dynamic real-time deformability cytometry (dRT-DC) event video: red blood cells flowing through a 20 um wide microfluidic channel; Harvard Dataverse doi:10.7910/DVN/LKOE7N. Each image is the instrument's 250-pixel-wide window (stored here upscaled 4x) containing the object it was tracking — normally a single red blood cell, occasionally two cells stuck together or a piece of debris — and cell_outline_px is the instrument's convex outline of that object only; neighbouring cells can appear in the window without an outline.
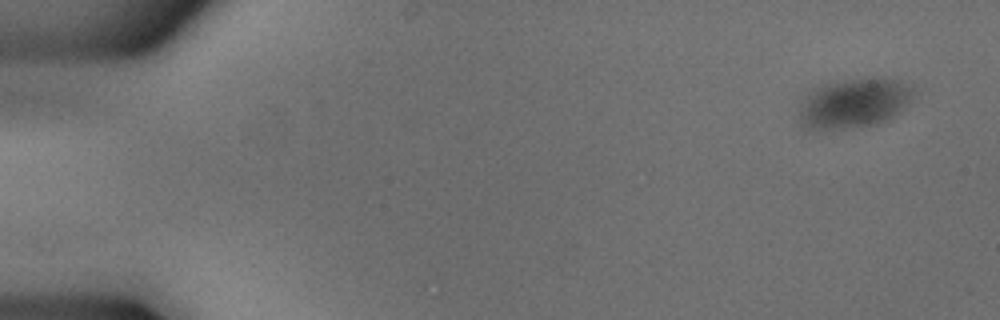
{"species": "common noctule bat (a hibernating species)", "species_latin": "Nyctalus noctula", "temperature_condition": "cold", "stored_images_in_passage": 9, "camera_frame_rate_fps": 3000, "um_per_image_px": 0.085, "animal": {"sex": "male", "body_mass_g": 18.8}, "frame": {"image": 1, "passage_image": 1, "time_ms": 0.0, "image_size_px": [1000, 320], "cell_outline_px": [[912, 96], [904, 108], [900, 112], [888, 120], [876, 124], [840, 128], [808, 128], [800, 124], [800, 100], [812, 88], [828, 80], [880, 76], [884, 76], [900, 80], [912, 84]], "centroid_in_image_um": [72.59, 8.69], "position_along_channel_um": 12.4, "area_um2": 33.87}}
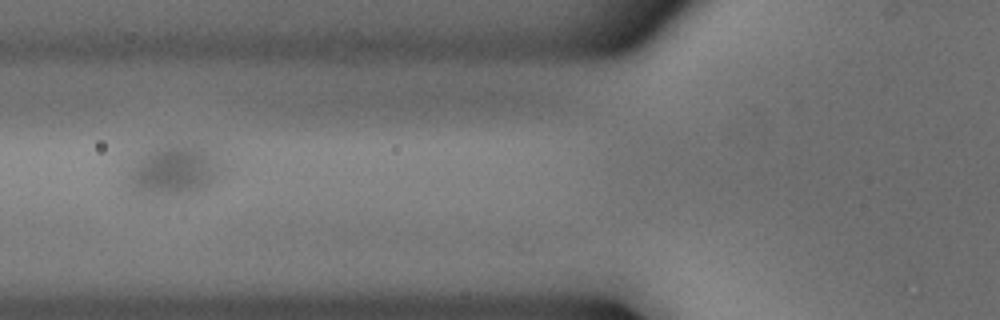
{"frame": {"image": 2, "passage_image": 6, "time_ms": 1.667, "image_size_px": [1000, 320], "cell_outline_px": [[228, 144], [212, 176], [204, 184], [196, 188], [176, 196], [132, 192], [132, 172], [140, 144], [144, 136], [160, 132], [196, 132], [228, 136]], "centroid_in_image_um": [14.99, 13.76], "position_along_channel_um": 110.8, "area_um2": 35.08}}
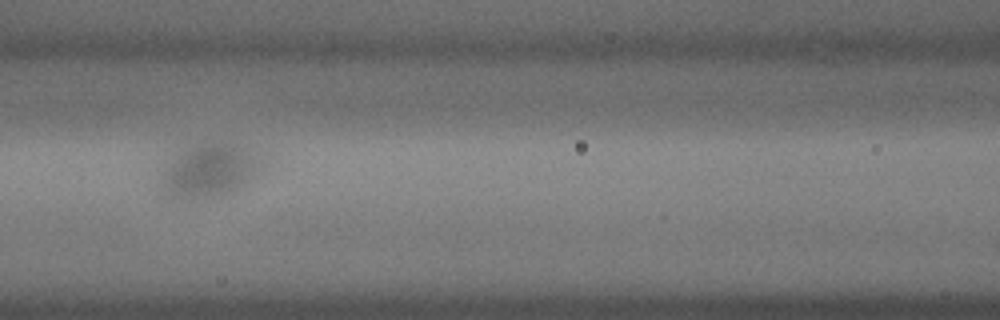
{"frame": {"image": 3, "passage_image": 7, "time_ms": 2.0, "image_size_px": [1000, 320], "cell_outline_px": [[256, 144], [252, 168], [240, 184], [228, 192], [212, 196], [192, 200], [172, 200], [164, 192], [164, 140], [176, 136], [200, 132], [232, 132], [244, 136], [252, 140]], "centroid_in_image_um": [17.5, 13.94], "position_along_channel_um": 149.1, "area_um2": 37.92}}